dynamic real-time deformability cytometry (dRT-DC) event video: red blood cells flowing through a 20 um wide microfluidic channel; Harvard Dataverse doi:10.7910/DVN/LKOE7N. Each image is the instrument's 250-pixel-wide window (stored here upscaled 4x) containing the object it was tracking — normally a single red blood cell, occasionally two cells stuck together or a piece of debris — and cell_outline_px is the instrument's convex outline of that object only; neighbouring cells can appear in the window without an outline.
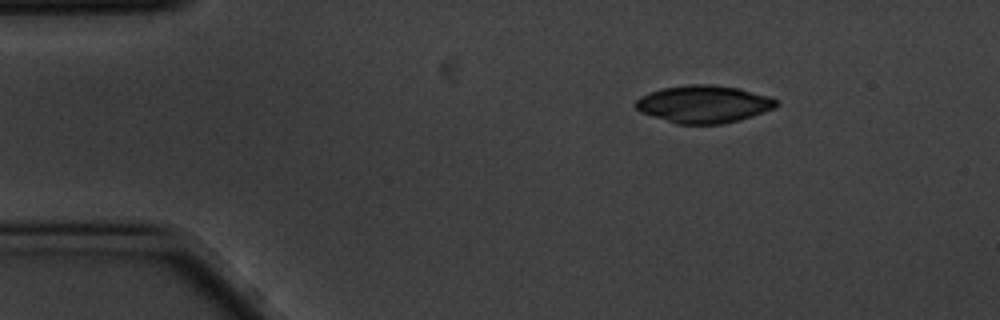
{"species": "common noctule bat (a hibernating species)", "species_latin": "Nyctalus noctula", "temperature_condition": "cold", "stored_images_in_passage": 3, "camera_frame_rate_fps": 3000, "um_per_image_px": 0.085, "animal": {"sex": "male", "body_mass_g": 20.1, "forearm_length_mm": 53.5}, "frame": {"image": 1, "passage_image": 1, "time_ms": 0.0, "image_size_px": [1000, 320], "cell_outline_px": [[780, 104], [764, 112], [740, 120], [720, 124], [676, 124], [640, 112], [632, 104], [640, 96], [660, 88], [688, 84], [708, 84], [740, 88], [768, 96], [780, 100]], "centroid_in_image_um": [59.8, 8.84], "position_along_channel_um": 25.2, "area_um2": 30.98}}